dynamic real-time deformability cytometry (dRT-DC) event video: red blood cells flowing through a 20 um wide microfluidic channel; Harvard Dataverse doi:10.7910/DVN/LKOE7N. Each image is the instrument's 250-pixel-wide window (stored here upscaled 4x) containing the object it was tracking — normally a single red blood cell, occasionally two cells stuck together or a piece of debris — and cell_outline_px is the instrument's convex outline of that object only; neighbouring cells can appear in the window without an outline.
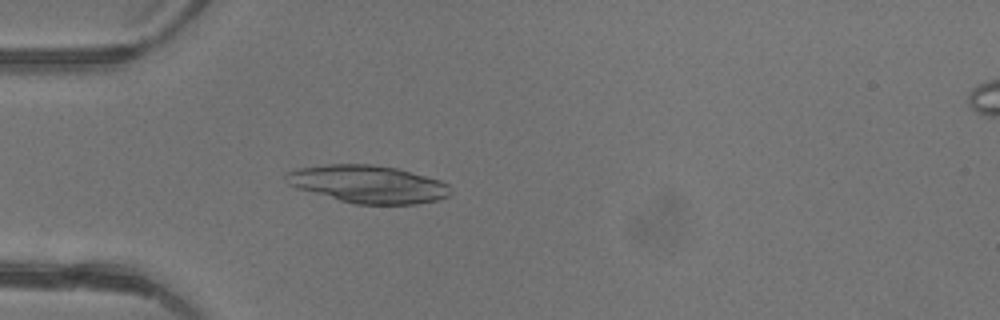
{"species": "common noctule bat (a hibernating species)", "species_latin": "Nyctalus noctula", "temperature_condition": "warm", "stored_images_in_passage": 46, "camera_frame_rate_fps": 3000, "um_per_image_px": 0.085, "animal": {"sex": "female"}, "frame": {"image": 1, "passage_image": 14, "time_ms": 4.333, "image_size_px": [1000, 320], "cell_outline_px": [[452, 192], [448, 196], [440, 200], [416, 204], [356, 204], [340, 200], [296, 188], [288, 184], [284, 176], [288, 172], [296, 168], [328, 164], [372, 164], [396, 168], [440, 180], [448, 184], [452, 188]], "centroid_in_image_um": [31.3, 15.65], "position_along_channel_um": 53.7, "area_um2": 36.13}}
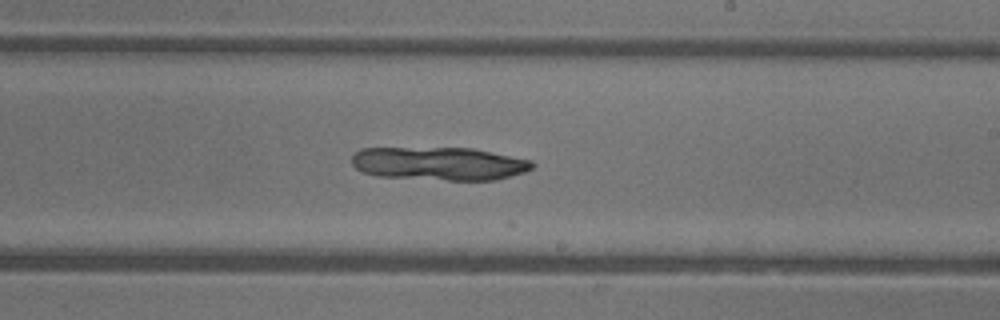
{"frame": {"image": 2, "passage_image": 28, "time_ms": 9.0, "image_size_px": [1000, 320], "cell_outline_px": [[536, 164], [532, 168], [524, 172], [496, 180], [448, 180], [376, 176], [364, 172], [356, 168], [352, 164], [352, 156], [360, 148], [472, 148], [532, 160]], "centroid_in_image_um": [37.34, 13.9], "position_along_channel_um": 251.7, "area_um2": 34.97}}
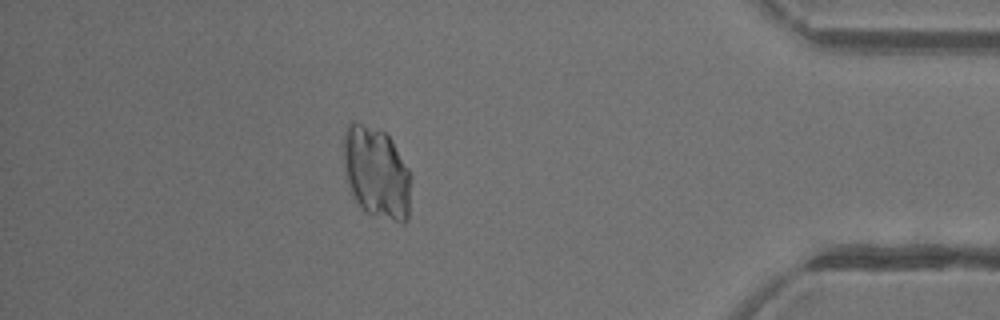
{"frame": {"image": 3, "passage_image": 41, "time_ms": 13.333, "image_size_px": [1000, 320], "cell_outline_px": [[412, 176], [408, 220], [404, 224], [400, 224], [372, 216], [360, 208], [352, 192], [348, 180], [344, 164], [344, 132], [348, 124], [352, 120], [380, 128], [392, 140], [408, 168]], "centroid_in_image_um": [32.04, 14.7], "position_along_channel_um": 403.2, "area_um2": 36.7}}